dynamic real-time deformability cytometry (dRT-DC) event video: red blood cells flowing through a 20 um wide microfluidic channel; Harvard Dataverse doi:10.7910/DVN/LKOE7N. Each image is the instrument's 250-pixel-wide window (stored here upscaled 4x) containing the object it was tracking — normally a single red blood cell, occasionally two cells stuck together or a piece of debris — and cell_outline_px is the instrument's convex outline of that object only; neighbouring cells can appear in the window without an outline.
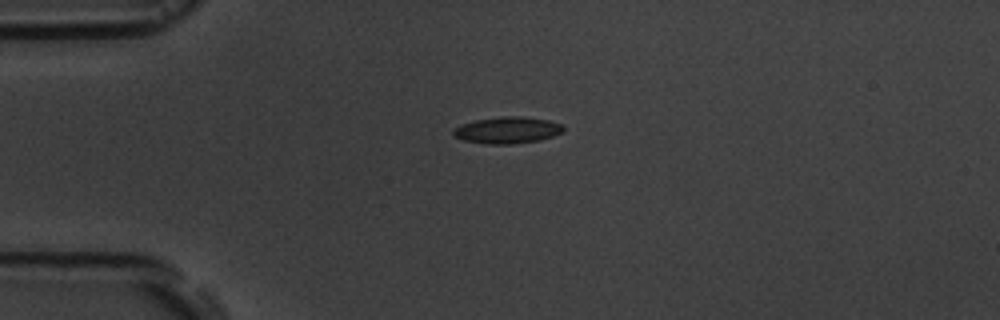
{"species": "common noctule bat (a hibernating species)", "species_latin": "Nyctalus noctula", "temperature_condition": "room temperature", "stored_images_in_passage": 2, "camera_frame_rate_fps": 3000, "um_per_image_px": 0.085, "animal": {"sex": "male", "body_mass_g": 19.5, "forearm_length_mm": 54.6}, "frame": {"image": 1, "passage_image": 1, "time_ms": 0.0, "image_size_px": [1000, 320], "cell_outline_px": [[564, 132], [540, 140], [512, 144], [484, 144], [464, 140], [452, 136], [452, 128], [460, 124], [476, 120], [500, 116], [524, 116], [548, 120], [564, 124]], "centroid_in_image_um": [43.11, 11.06], "position_along_channel_um": 41.9, "area_um2": 17.4}}